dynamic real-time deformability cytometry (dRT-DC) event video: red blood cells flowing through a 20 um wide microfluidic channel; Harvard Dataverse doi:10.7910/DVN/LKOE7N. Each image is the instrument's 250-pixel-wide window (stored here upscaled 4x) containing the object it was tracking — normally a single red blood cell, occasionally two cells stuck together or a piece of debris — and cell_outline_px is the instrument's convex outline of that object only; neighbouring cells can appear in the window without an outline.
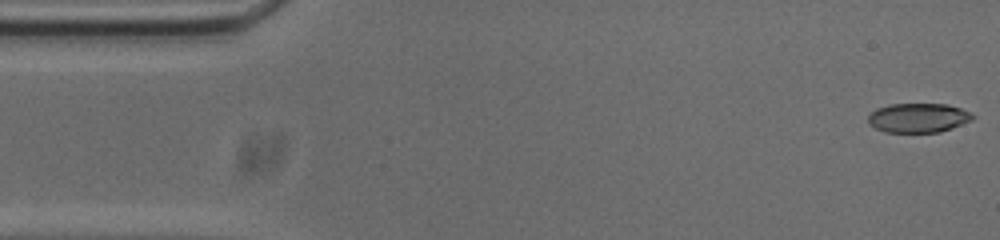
{"species": "common noctule bat (a hibernating species)", "species_latin": "Nyctalus noctula", "temperature_condition": "cold", "stored_images_in_passage": 53, "camera_frame_rate_fps": 3000, "um_per_image_px": 0.085, "animal": {"sex": "male", "body_mass_g": 20.0, "forearm_length_mm": 53.3}, "frame": {"image": 1, "passage_image": 1, "time_ms": 0.0, "image_size_px": [1000, 240], "cell_outline_px": [[976, 116], [972, 120], [952, 128], [940, 132], [884, 132], [876, 128], [868, 120], [868, 116], [876, 108], [888, 104], [948, 104], [972, 112]], "centroid_in_image_um": [78.09, 10.01], "position_along_channel_um": 6.9, "area_um2": 17.92}}
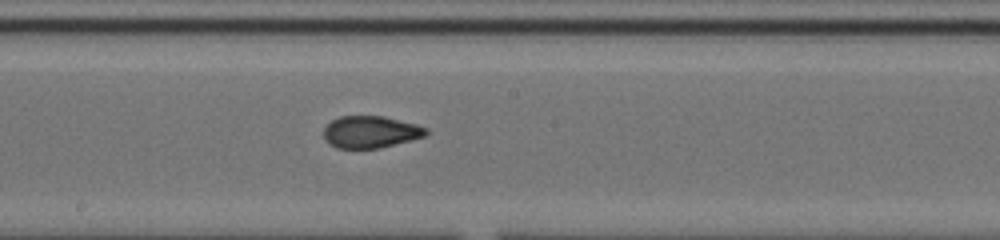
{"frame": {"image": 2, "passage_image": 27, "time_ms": 8.667, "image_size_px": [1000, 240], "cell_outline_px": [[428, 132], [424, 136], [412, 140], [380, 148], [336, 148], [328, 144], [324, 140], [324, 128], [332, 120], [340, 116], [384, 116], [416, 124], [428, 128]], "centroid_in_image_um": [31.49, 11.22], "position_along_channel_um": 216.7, "area_um2": 19.19}}
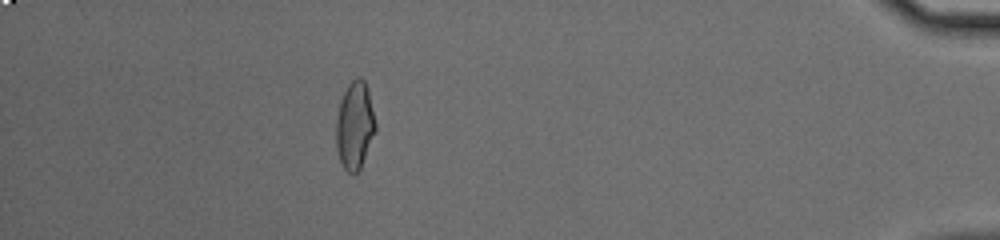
{"frame": {"image": 3, "passage_image": 47, "time_ms": 15.333, "image_size_px": [1000, 240], "cell_outline_px": [[376, 128], [360, 168], [356, 172], [348, 172], [344, 168], [340, 160], [336, 148], [336, 120], [340, 100], [348, 84], [356, 76], [360, 76], [364, 80], [368, 92], [376, 124]], "centroid_in_image_um": [30.13, 10.63], "position_along_channel_um": 405.1, "area_um2": 19.77}, "authors_computed_cell_mechanics": {"area_um2": 19.363, "velocity_mm_per_s": 3.757, "shape_relaxation_time_tau1_ms": null, "shape_relaxation_time_tau2_ms": 1.2155, "deformation_change_tau1": null, "deformation_change_tau2": 0.0725}}